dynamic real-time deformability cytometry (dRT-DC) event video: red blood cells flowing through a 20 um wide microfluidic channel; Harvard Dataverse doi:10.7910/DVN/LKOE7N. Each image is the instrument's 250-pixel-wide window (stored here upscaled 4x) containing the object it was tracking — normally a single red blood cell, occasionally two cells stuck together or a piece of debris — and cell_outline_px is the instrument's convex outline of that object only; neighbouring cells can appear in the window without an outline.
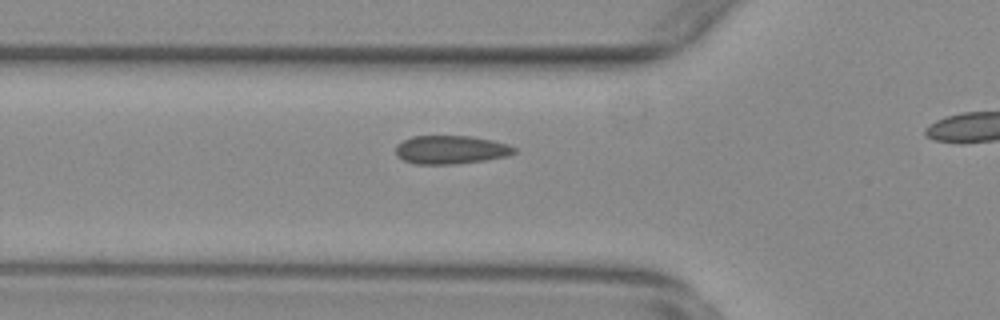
{"species": "common noctule bat (a hibernating species)", "species_latin": "Nyctalus noctula", "temperature_condition": "warm", "stored_images_in_passage": 38, "camera_frame_rate_fps": 3000, "um_per_image_px": 0.085, "animal": {"sex": "female", "body_mass_g": 29.2, "forearm_length_mm": 56.3}, "frame": {"image": 1, "passage_image": 13, "time_ms": 4.0, "image_size_px": [1000, 320], "cell_outline_px": [[516, 152], [508, 156], [484, 160], [456, 164], [416, 164], [404, 160], [396, 156], [396, 144], [412, 136], [472, 136], [492, 140], [508, 144], [516, 148]], "centroid_in_image_um": [38.32, 12.72], "position_along_channel_um": 87.5, "area_um2": 19.71}}
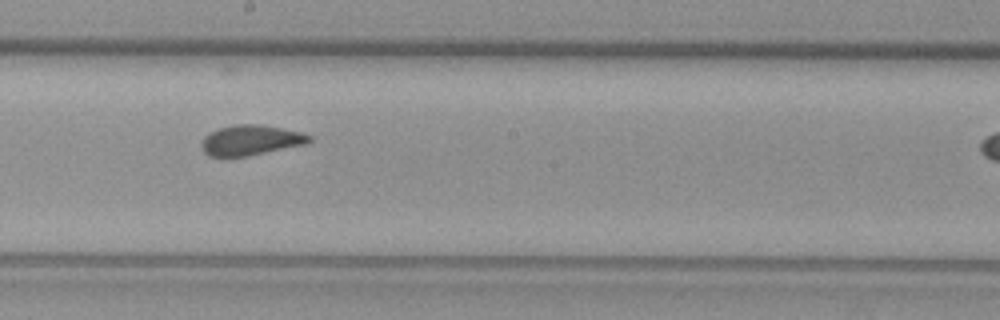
{"frame": {"image": 2, "passage_image": 24, "time_ms": 7.667, "image_size_px": [1000, 320], "cell_outline_px": [[312, 140], [308, 144], [244, 156], [208, 156], [204, 152], [200, 144], [204, 136], [208, 132], [216, 128], [236, 124], [260, 124], [304, 132], [312, 136]], "centroid_in_image_um": [21.32, 11.89], "position_along_channel_um": 226.9, "area_um2": 19.19}}
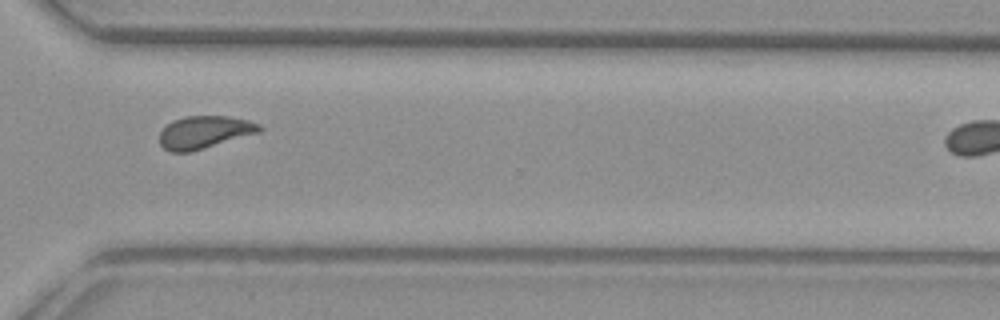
{"frame": {"image": 3, "passage_image": 34, "time_ms": 11.0, "image_size_px": [1000, 320], "cell_outline_px": [[264, 128], [260, 132], [192, 152], [172, 152], [164, 148], [160, 144], [160, 132], [172, 120], [184, 116], [228, 116], [248, 120], [260, 124]], "centroid_in_image_um": [17.39, 11.24], "position_along_channel_um": 353.2, "area_um2": 19.07}}